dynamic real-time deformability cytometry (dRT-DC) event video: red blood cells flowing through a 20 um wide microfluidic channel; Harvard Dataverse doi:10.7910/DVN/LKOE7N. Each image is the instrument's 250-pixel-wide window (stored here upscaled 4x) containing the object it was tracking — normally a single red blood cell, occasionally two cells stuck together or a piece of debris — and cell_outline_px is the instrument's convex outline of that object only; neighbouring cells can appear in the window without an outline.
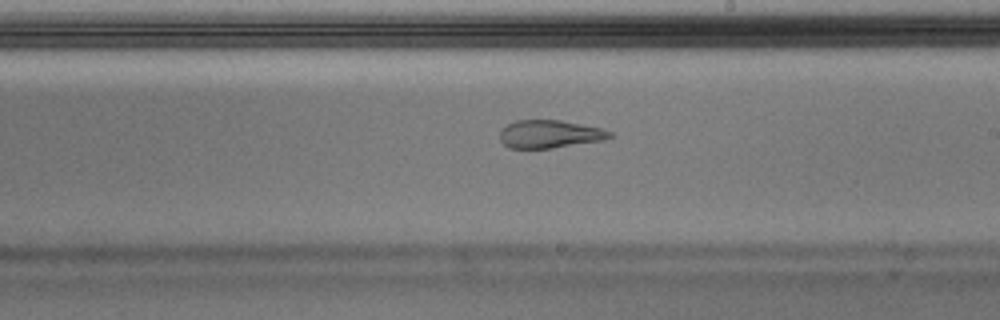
{"species": "Egyptian fruit bat (a non-hibernating species)", "species_latin": "Rousettus aegyptiacus", "temperature_condition": "warm", "stored_images_in_passage": 50, "camera_frame_rate_fps": 3000, "um_per_image_px": 0.085, "animal": {"sex": "male"}, "frame": {"image": 1, "passage_image": 29, "time_ms": 9.333, "image_size_px": [1000, 320], "cell_outline_px": [[616, 136], [604, 140], [552, 148], [508, 148], [500, 140], [500, 132], [508, 124], [516, 120], [560, 120], [604, 128], [612, 132]], "centroid_in_image_um": [46.79, 11.39], "position_along_channel_um": 242.2, "area_um2": 18.03}}
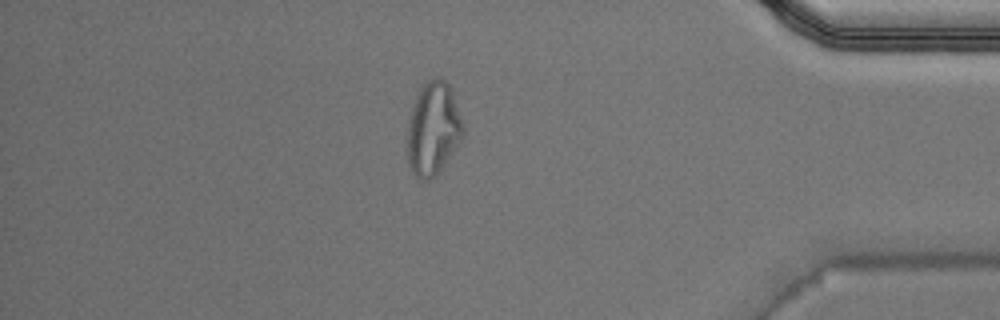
{"frame": {"image": 2, "passage_image": 43, "time_ms": 14.0, "image_size_px": [1000, 320], "cell_outline_px": [[464, 132], [460, 140], [436, 176], [428, 180], [420, 180], [416, 176], [408, 164], [404, 144], [408, 124], [412, 108], [416, 96], [420, 88], [428, 80], [440, 76], [448, 84], [452, 92], [464, 128]], "centroid_in_image_um": [36.76, 10.97], "position_along_channel_um": 398.4, "area_um2": 30.29}}
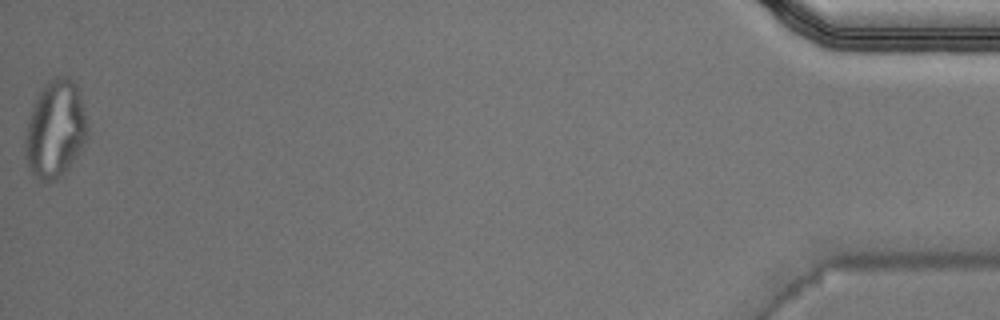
{"frame": {"image": 3, "passage_image": 50, "time_ms": 16.333, "image_size_px": [1000, 320], "cell_outline_px": [[88, 140], [84, 148], [68, 168], [56, 180], [44, 180], [36, 176], [32, 172], [24, 156], [24, 136], [32, 104], [40, 88], [44, 84], [56, 76], [68, 76], [76, 84], [80, 96], [88, 128]], "centroid_in_image_um": [4.7, 10.96], "position_along_channel_um": 430.5, "area_um2": 35.72}, "authors_computed_cell_mechanics": {"area_um2": 20.4034, "velocity_mm_per_s": 4.0431, "shape_relaxation_time_tau1_ms": null, "shape_relaxation_time_tau2_ms": 1.76, "deformation_change_tau1": null, "deformation_change_tau2": 0.0904}}